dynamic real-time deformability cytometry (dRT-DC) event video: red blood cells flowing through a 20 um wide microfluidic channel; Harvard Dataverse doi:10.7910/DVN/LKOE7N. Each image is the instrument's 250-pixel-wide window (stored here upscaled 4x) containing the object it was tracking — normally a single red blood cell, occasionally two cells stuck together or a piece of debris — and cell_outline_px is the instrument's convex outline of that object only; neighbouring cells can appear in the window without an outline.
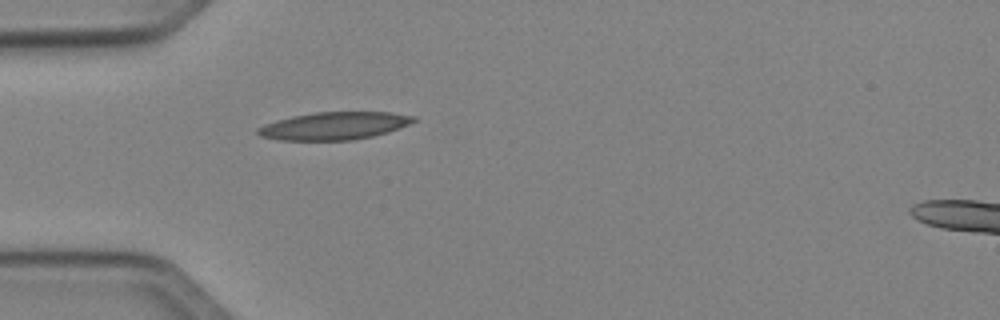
{"species": "Egyptian fruit bat (a non-hibernating species)", "species_latin": "Rousettus aegyptiacus", "temperature_condition": "cold", "stored_images_in_passage": 1, "camera_frame_rate_fps": 3000, "um_per_image_px": 0.085, "animal": {"sex": "female"}, "frame": {"image": 1, "passage_image": 1, "time_ms": 0.0, "image_size_px": [1000, 320], "cell_outline_px": [[416, 120], [408, 124], [372, 136], [352, 140], [276, 140], [260, 136], [256, 132], [256, 128], [264, 124], [276, 120], [292, 116], [312, 112], [388, 112], [416, 116]], "centroid_in_image_um": [28.32, 10.69], "position_along_channel_um": 56.7, "area_um2": 24.97}}